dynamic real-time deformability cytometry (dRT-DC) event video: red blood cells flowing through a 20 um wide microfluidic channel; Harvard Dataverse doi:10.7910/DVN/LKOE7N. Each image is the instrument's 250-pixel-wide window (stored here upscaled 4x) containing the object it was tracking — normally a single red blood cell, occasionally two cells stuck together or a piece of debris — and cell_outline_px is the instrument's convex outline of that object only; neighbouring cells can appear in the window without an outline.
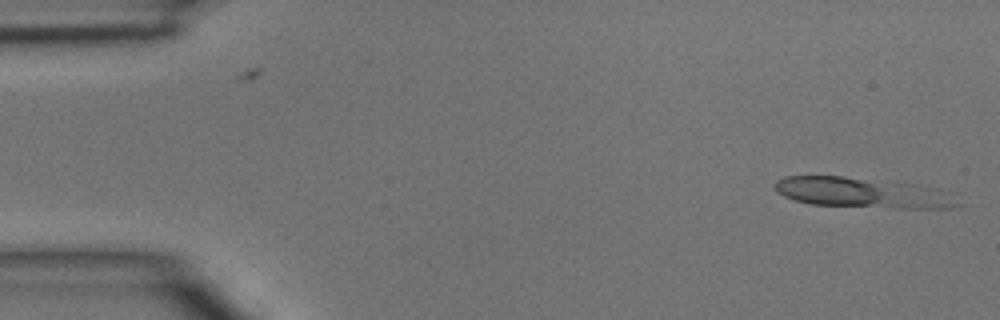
{"species": "common noctule bat (a hibernating species)", "species_latin": "Nyctalus noctula", "temperature_condition": "room temperature", "stored_images_in_passage": 3, "camera_frame_rate_fps": 3000, "um_per_image_px": 0.085, "animal": {"sex": "male", "body_mass_g": 15.6}, "frame": {"image": 1, "passage_image": 3, "time_ms": 0.667, "image_size_px": [1000, 320], "cell_outline_px": [[964, 204], [948, 208], [892, 208], [812, 204], [796, 200], [784, 196], [776, 192], [776, 180], [784, 176], [844, 176], [916, 184], [940, 188], [952, 192]], "centroid_in_image_um": [73.45, 16.38], "position_along_channel_um": 11.6, "area_um2": 32.66}}